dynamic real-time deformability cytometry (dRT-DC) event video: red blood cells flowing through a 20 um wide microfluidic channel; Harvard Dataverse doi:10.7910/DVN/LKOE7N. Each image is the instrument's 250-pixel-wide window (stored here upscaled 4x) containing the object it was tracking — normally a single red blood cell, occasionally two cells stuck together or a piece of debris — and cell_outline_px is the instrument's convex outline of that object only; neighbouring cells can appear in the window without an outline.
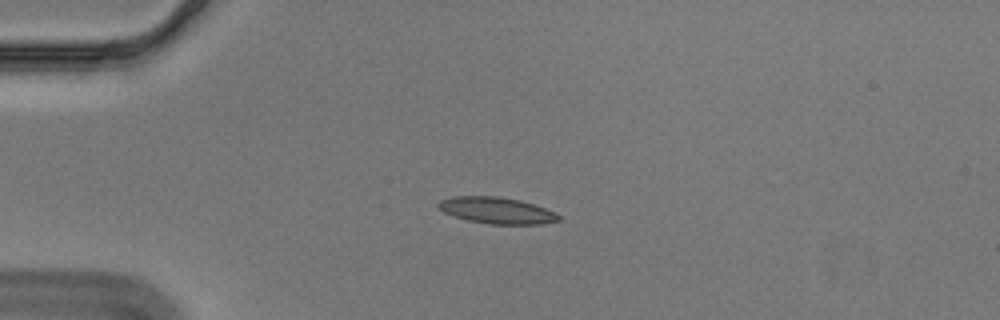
{"species": "Egyptian fruit bat (a non-hibernating species)", "species_latin": "Rousettus aegyptiacus", "temperature_condition": "cold", "stored_images_in_passage": 36, "camera_frame_rate_fps": 3000, "um_per_image_px": 0.085, "animal": {"sex": "male"}, "frame": {"image": 1, "passage_image": 1, "time_ms": 0.0, "image_size_px": [1000, 320], "cell_outline_px": [[560, 220], [540, 224], [488, 224], [468, 220], [444, 212], [436, 204], [440, 200], [452, 196], [496, 196], [520, 200], [544, 208], [560, 216]], "centroid_in_image_um": [42.19, 17.88], "position_along_channel_um": 42.8, "area_um2": 18.26}}
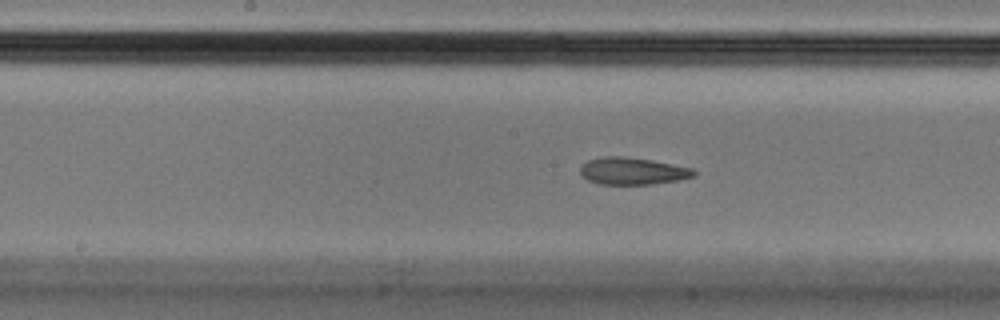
{"frame": {"image": 2, "passage_image": 16, "time_ms": 5.0, "image_size_px": [1000, 320], "cell_outline_px": [[696, 176], [676, 180], [652, 184], [600, 184], [588, 180], [580, 172], [580, 168], [588, 160], [604, 156], [624, 156], [652, 160], [692, 168], [696, 172]], "centroid_in_image_um": [53.78, 14.53], "position_along_channel_um": 194.4, "area_um2": 17.8}}
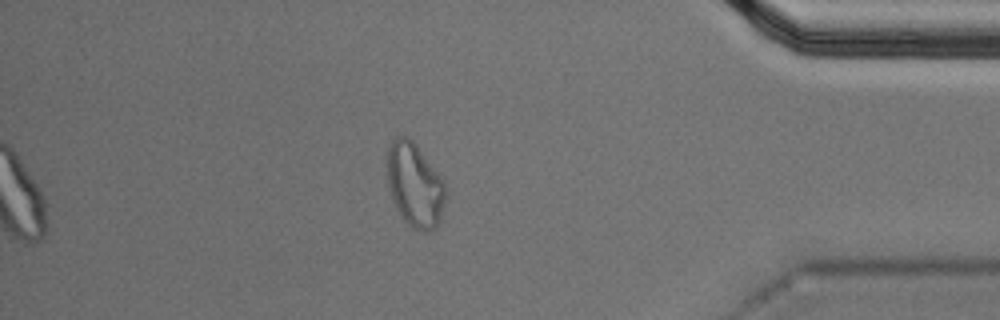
{"frame": {"image": 3, "passage_image": 36, "time_ms": 11.667, "image_size_px": [1000, 320], "cell_outline_px": [[444, 204], [440, 220], [436, 228], [428, 232], [424, 232], [412, 228], [404, 220], [388, 188], [384, 160], [388, 148], [392, 140], [396, 136], [408, 136], [416, 144], [444, 180]], "centroid_in_image_um": [35.22, 15.68], "position_along_channel_um": 400.0, "area_um2": 28.84}, "authors_computed_cell_mechanics": {"area_um2": 18.4093, "velocity_mm_per_s": 3.552, "shape_relaxation_time_tau1_ms": null, "shape_relaxation_time_tau2_ms": 3.6776, "deformation_change_tau1": null, "deformation_change_tau2": 0.1069}}